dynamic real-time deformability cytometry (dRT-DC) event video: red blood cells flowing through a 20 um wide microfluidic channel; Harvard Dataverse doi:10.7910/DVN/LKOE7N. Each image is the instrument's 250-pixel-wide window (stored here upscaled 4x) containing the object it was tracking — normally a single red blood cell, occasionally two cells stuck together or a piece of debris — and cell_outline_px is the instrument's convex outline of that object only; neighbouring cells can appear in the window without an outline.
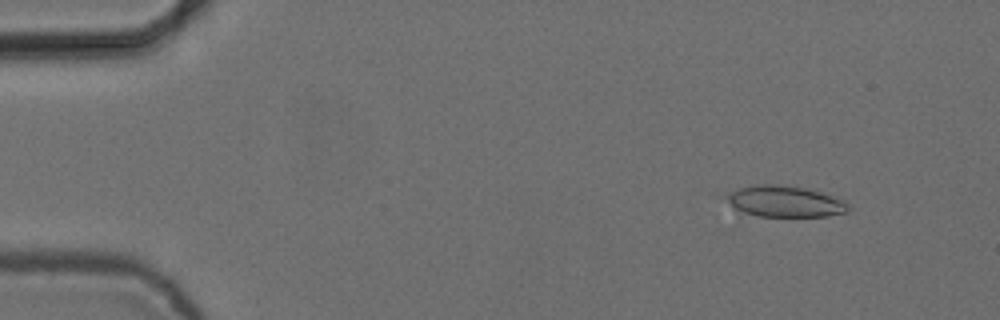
{"species": "common noctule bat (a hibernating species)", "species_latin": "Nyctalus noctula", "temperature_condition": "cold", "stored_images_in_passage": 4, "camera_frame_rate_fps": 3000, "um_per_image_px": 0.085, "animal": {"sex": "female", "body_mass_g": 24.6, "forearm_length_mm": 56.2}, "frame": {"image": 1, "passage_image": 2, "time_ms": 0.333, "image_size_px": [1000, 320], "cell_outline_px": [[852, 208], [848, 212], [828, 216], [760, 216], [744, 212], [736, 208], [724, 200], [724, 196], [740, 188], [756, 184], [772, 184], [804, 188], [820, 192], [844, 200]], "centroid_in_image_um": [66.75, 17.13], "position_along_channel_um": 18.3, "area_um2": 21.96}}